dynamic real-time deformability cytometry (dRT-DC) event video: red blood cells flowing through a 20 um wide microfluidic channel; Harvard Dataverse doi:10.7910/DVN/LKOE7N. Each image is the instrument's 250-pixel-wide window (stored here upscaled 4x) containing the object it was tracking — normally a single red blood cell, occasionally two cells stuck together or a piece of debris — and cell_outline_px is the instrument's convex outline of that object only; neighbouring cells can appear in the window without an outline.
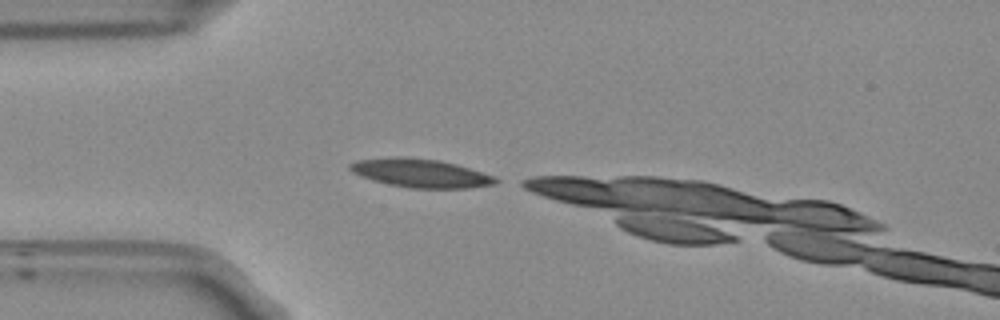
{"species": "Egyptian fruit bat (a non-hibernating species)", "species_latin": "Rousettus aegyptiacus", "temperature_condition": "room temperature", "stored_images_in_passage": 9, "camera_frame_rate_fps": 3000, "um_per_image_px": 0.085, "frame": {"image": 1, "passage_image": 1, "time_ms": 0.0, "image_size_px": [1000, 320], "cell_outline_px": [[500, 180], [496, 184], [468, 188], [408, 188], [388, 184], [372, 180], [360, 176], [352, 172], [348, 168], [348, 164], [356, 160], [392, 156], [408, 156], [440, 160], [456, 164], [492, 176]], "centroid_in_image_um": [35.68, 14.7], "position_along_channel_um": 49.3, "area_um2": 24.45}}